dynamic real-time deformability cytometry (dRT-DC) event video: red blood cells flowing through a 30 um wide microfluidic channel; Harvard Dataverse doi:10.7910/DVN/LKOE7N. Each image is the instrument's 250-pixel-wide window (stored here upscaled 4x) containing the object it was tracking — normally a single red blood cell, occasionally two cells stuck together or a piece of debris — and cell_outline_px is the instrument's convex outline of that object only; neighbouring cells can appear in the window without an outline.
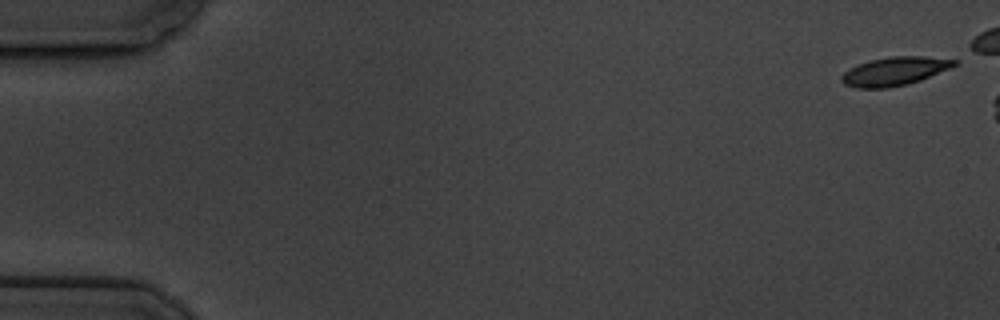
{"species": "common noctule bat (a hibernating species)", "species_latin": "Nyctalus noctula", "temperature_condition": "cold", "stored_images_in_passage": 3, "camera_frame_rate_fps": 3000, "um_per_image_px": 0.085, "animal": {"sex": "male", "body_mass_g": 19.5, "forearm_length_mm": 54.6}, "frame": {"image": 1, "passage_image": 1, "time_ms": 0.0, "image_size_px": [1000, 320], "cell_outline_px": [[960, 64], [952, 68], [920, 80], [908, 84], [888, 88], [856, 88], [844, 84], [840, 80], [840, 76], [844, 72], [868, 60], [888, 56], [924, 56], [956, 60]], "centroid_in_image_um": [76.06, 6.05], "position_along_channel_um": 8.9, "area_um2": 18.9}}